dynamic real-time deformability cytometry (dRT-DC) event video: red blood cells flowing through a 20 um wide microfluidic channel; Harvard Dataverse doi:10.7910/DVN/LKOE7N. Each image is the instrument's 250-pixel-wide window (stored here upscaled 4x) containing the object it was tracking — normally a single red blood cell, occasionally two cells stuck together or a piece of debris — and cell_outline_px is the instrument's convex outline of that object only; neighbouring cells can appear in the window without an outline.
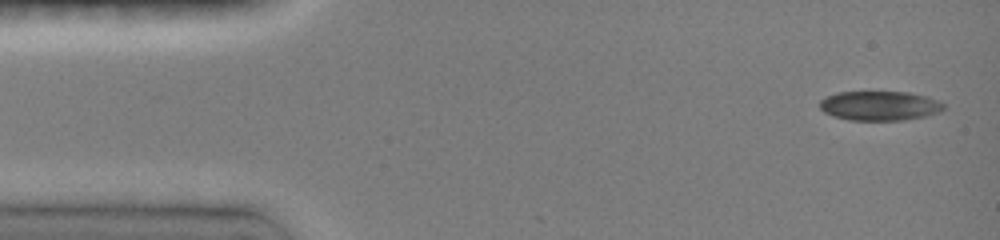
{"species": "common noctule bat (a hibernating species)", "species_latin": "Nyctalus noctula", "temperature_condition": "room temperature", "stored_images_in_passage": 10, "camera_frame_rate_fps": 3000, "um_per_image_px": 0.085, "animal": {"sex": "female", "body_mass_g": 19.0, "forearm_length_mm": 51.5}, "frame": {"image": 1, "passage_image": 1, "time_ms": 0.0, "image_size_px": [1000, 240], "cell_outline_px": [[944, 108], [940, 112], [928, 116], [904, 120], [852, 120], [832, 116], [824, 112], [820, 108], [820, 100], [836, 92], [908, 92], [928, 96], [944, 104]], "centroid_in_image_um": [74.79, 8.99], "position_along_channel_um": 10.2, "area_um2": 21.33}}
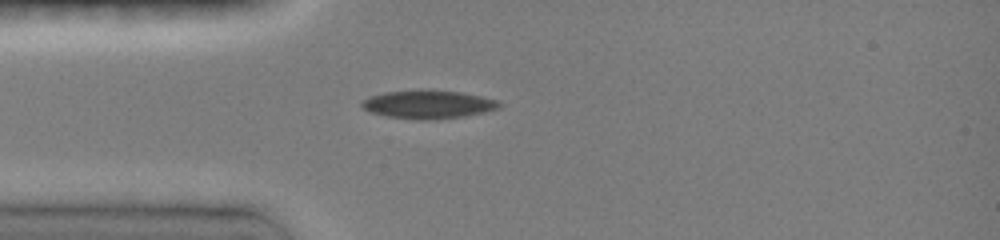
{"frame": {"image": 2, "passage_image": 6, "time_ms": 3.333, "image_size_px": [1000, 240], "cell_outline_px": [[500, 108], [484, 112], [464, 116], [424, 120], [420, 120], [388, 116], [372, 112], [364, 108], [360, 104], [360, 100], [368, 96], [384, 92], [420, 88], [460, 92], [480, 96], [496, 100], [500, 104]], "centroid_in_image_um": [36.34, 8.84], "position_along_channel_um": 48.7, "area_um2": 22.83}}
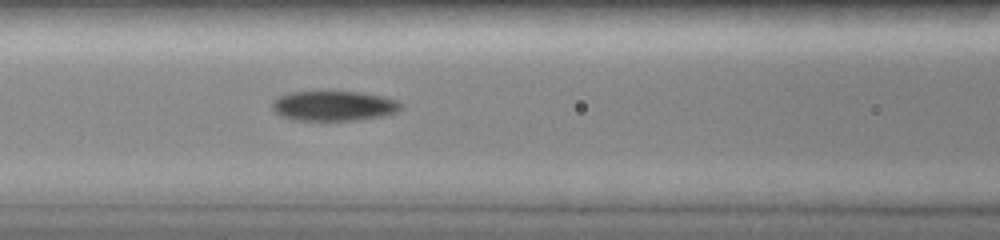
{"frame": {"image": 3, "passage_image": 10, "time_ms": 5.667, "image_size_px": [1000, 240], "cell_outline_px": [[404, 108], [396, 112], [384, 116], [360, 120], [296, 120], [280, 116], [272, 108], [272, 100], [280, 96], [292, 92], [360, 92], [384, 96], [396, 100]], "centroid_in_image_um": [28.4, 9.01], "position_along_channel_um": 138.2, "area_um2": 22.48}}